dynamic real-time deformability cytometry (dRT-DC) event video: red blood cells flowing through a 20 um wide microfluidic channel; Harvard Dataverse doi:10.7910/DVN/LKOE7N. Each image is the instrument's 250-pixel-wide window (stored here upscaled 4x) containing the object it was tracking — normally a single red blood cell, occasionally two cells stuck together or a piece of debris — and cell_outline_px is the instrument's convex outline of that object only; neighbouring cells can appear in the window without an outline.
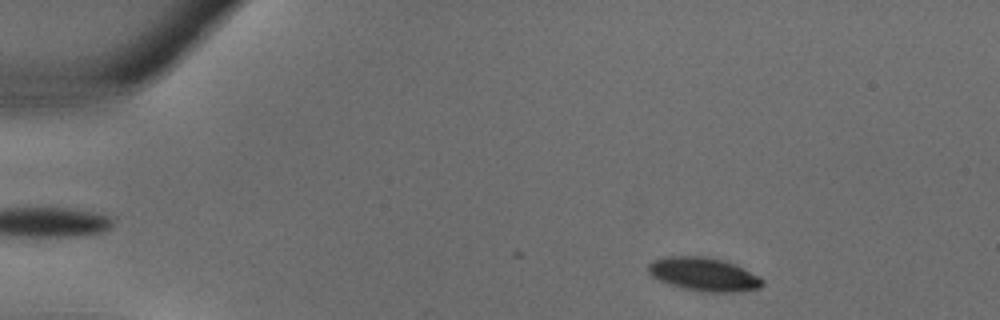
{"species": "common noctule bat (a hibernating species)", "species_latin": "Nyctalus noctula", "temperature_condition": "warm", "stored_images_in_passage": 21, "camera_frame_rate_fps": 3000, "um_per_image_px": 0.085, "animal": {"sex": "male", "body_mass_g": 18.8}, "frame": {"image": 1, "passage_image": 3, "time_ms": 0.667, "image_size_px": [1000, 320], "cell_outline_px": [[764, 284], [760, 288], [736, 292], [704, 292], [684, 288], [660, 280], [652, 276], [648, 272], [648, 264], [652, 260], [668, 256], [700, 256], [720, 260], [732, 264], [764, 280]], "centroid_in_image_um": [59.78, 23.32], "position_along_channel_um": 25.2, "area_um2": 21.73}}
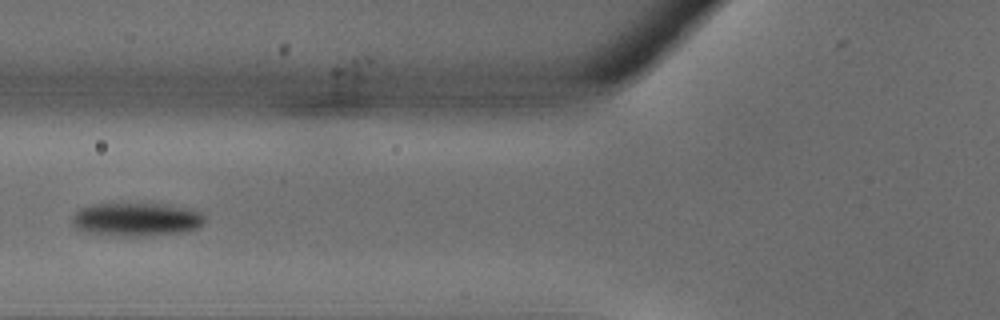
{"frame": {"image": 2, "passage_image": 12, "time_ms": 3.667, "image_size_px": [1000, 320], "cell_outline_px": [[204, 220], [196, 228], [184, 232], [132, 236], [88, 232], [76, 228], [72, 220], [76, 212], [80, 208], [92, 204], [164, 204], [192, 208], [200, 212], [204, 216]], "centroid_in_image_um": [11.62, 18.63], "position_along_channel_um": 114.2, "area_um2": 25.32}}
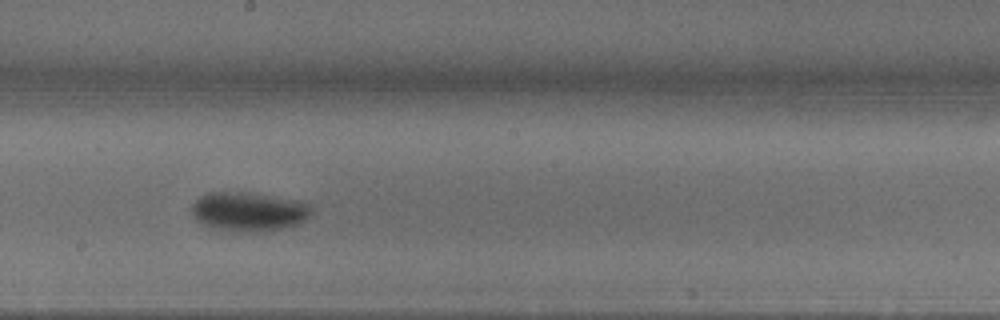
{"frame": {"image": 3, "passage_image": 18, "time_ms": 5.667, "image_size_px": [1000, 320], "cell_outline_px": [[312, 212], [300, 224], [284, 228], [264, 232], [256, 232], [208, 228], [200, 224], [192, 216], [192, 204], [200, 196], [212, 192], [240, 192], [272, 196], [296, 200], [308, 204], [312, 208]], "centroid_in_image_um": [21.11, 18.0], "position_along_channel_um": 227.1, "area_um2": 27.34}}